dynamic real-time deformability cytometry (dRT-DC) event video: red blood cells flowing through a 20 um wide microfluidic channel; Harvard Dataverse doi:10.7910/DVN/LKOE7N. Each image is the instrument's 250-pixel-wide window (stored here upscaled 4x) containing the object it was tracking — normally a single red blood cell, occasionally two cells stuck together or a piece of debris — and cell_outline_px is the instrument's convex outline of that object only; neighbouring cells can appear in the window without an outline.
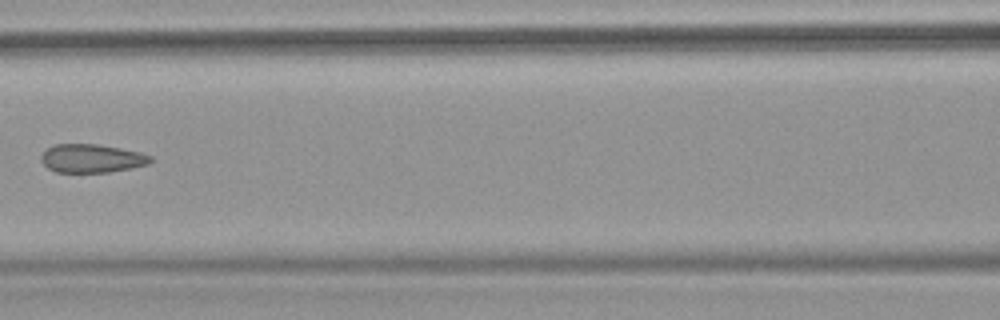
{"species": "common noctule bat (a hibernating species)", "species_latin": "Nyctalus noctula", "temperature_condition": "warm", "stored_images_in_passage": 6, "camera_frame_rate_fps": 3000, "um_per_image_px": 0.085, "animal": {"sex": "female", "body_mass_g": 18.4}, "frame": {"image": 1, "passage_image": 6, "time_ms": 7.333, "image_size_px": [1000, 320], "cell_outline_px": [[152, 160], [148, 164], [132, 168], [108, 172], [56, 172], [48, 168], [40, 160], [40, 156], [48, 148], [56, 144], [96, 144], [120, 148], [140, 152], [152, 156]], "centroid_in_image_um": [7.8, 13.46], "position_along_channel_um": 158.8, "area_um2": 18.09}}